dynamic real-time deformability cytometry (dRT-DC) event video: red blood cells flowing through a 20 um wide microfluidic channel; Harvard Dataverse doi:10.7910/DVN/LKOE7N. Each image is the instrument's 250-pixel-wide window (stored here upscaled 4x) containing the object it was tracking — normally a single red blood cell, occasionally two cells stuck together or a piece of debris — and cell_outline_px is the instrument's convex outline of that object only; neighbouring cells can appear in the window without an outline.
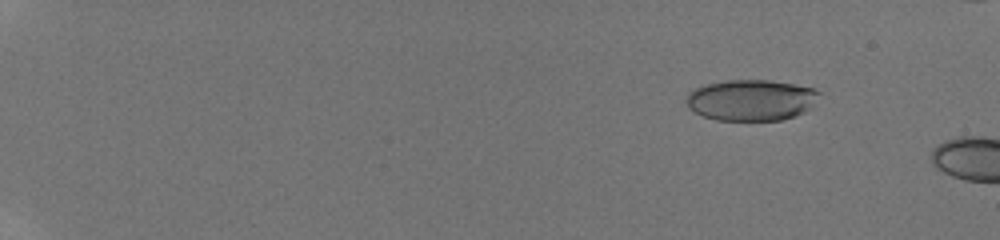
{"species": "human", "species_latin": "Homo sapiens", "temperature_condition": "room temperature", "stored_images_in_passage": 9, "camera_frame_rate_fps": 3000, "um_per_image_px": 0.085, "donor": {"sex": "male"}, "frame": {"image": 1, "passage_image": 6, "time_ms": 2.333, "image_size_px": [1000, 240], "cell_outline_px": [[820, 92], [808, 108], [804, 112], [796, 116], [780, 120], [716, 120], [704, 116], [688, 108], [684, 100], [688, 92], [704, 84], [728, 80], [772, 80], [812, 88]], "centroid_in_image_um": [63.78, 8.5], "position_along_channel_um": 21.2, "area_um2": 31.67}}